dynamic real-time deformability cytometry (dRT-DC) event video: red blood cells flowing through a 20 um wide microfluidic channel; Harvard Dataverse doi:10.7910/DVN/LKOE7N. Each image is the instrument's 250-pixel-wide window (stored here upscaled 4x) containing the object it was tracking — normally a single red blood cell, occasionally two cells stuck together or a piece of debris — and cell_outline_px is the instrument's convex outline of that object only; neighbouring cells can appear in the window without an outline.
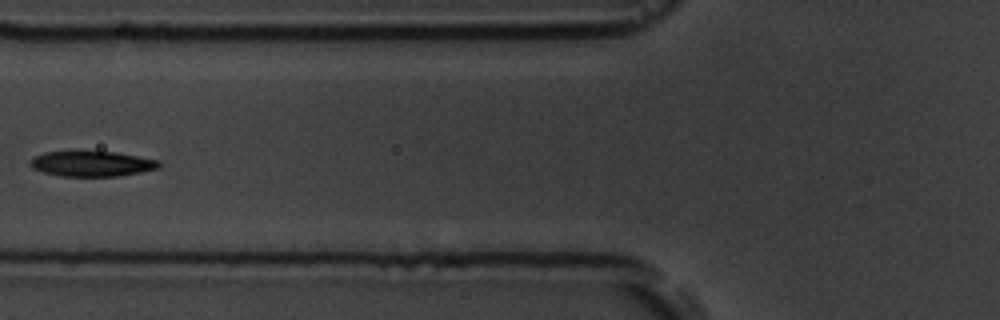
{"species": "common noctule bat (a hibernating species)", "species_latin": "Nyctalus noctula", "temperature_condition": "room temperature", "stored_images_in_passage": 9, "camera_frame_rate_fps": 3000, "um_per_image_px": 0.085, "animal": {"sex": "male", "body_mass_g": 19.5, "forearm_length_mm": 54.6}, "frame": {"image": 1, "passage_image": 6, "time_ms": 6.0, "image_size_px": [1000, 320], "cell_outline_px": [[160, 168], [120, 176], [60, 176], [44, 172], [32, 168], [28, 164], [28, 160], [32, 156], [44, 152], [116, 152], [160, 160]], "centroid_in_image_um": [7.78, 13.92], "position_along_channel_um": 118.0, "area_um2": 19.07}}
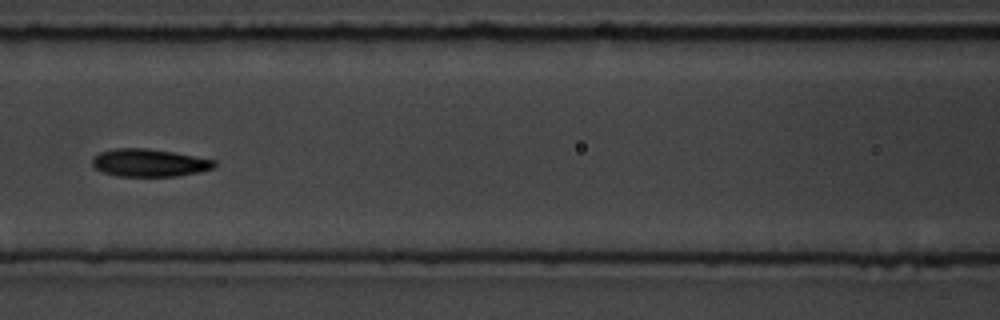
{"frame": {"image": 2, "passage_image": 7, "time_ms": 7.0, "image_size_px": [1000, 320], "cell_outline_px": [[216, 168], [200, 172], [176, 176], [116, 176], [104, 172], [96, 168], [92, 164], [92, 156], [100, 152], [116, 148], [144, 148], [172, 152], [216, 160]], "centroid_in_image_um": [12.7, 13.84], "position_along_channel_um": 153.9, "area_um2": 19.71}}
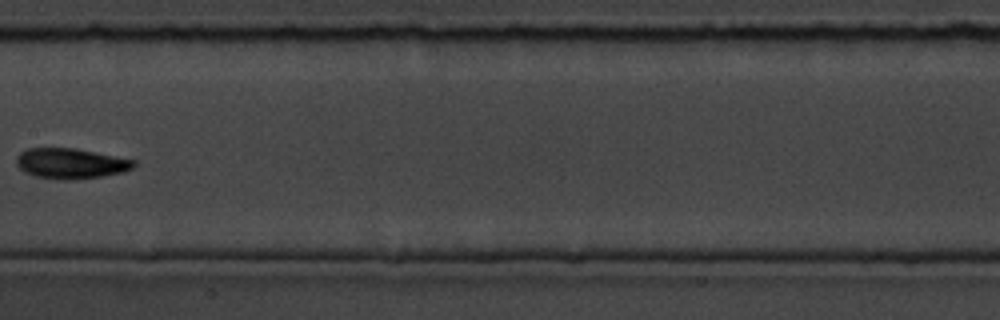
{"frame": {"image": 3, "passage_image": 8, "time_ms": 8.333, "image_size_px": [1000, 320], "cell_outline_px": [[136, 164], [132, 168], [124, 172], [100, 176], [64, 180], [36, 176], [24, 172], [16, 164], [16, 156], [20, 152], [28, 148], [76, 148], [136, 160]], "centroid_in_image_um": [6.01, 13.88], "position_along_channel_um": 201.4, "area_um2": 20.69}}